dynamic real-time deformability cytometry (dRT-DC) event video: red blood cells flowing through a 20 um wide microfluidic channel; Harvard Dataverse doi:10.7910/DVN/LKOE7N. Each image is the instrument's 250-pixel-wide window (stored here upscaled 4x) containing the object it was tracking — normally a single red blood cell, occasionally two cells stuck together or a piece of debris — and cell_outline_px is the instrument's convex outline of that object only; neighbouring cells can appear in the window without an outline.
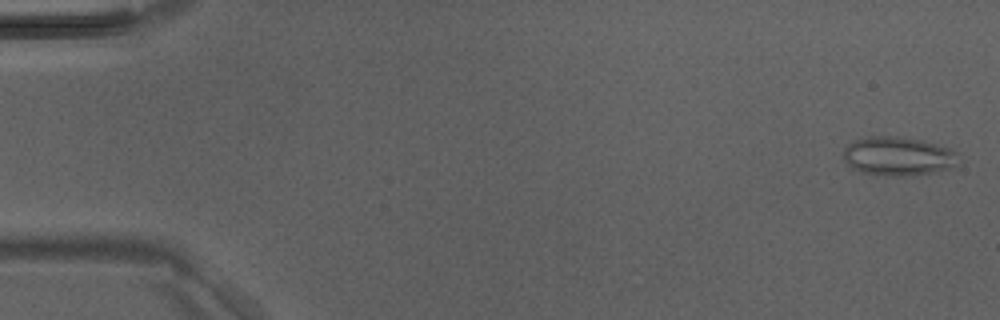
{"species": "Egyptian fruit bat (a non-hibernating species)", "species_latin": "Rousettus aegyptiacus", "temperature_condition": "room temperature", "stored_images_in_passage": 47, "camera_frame_rate_fps": 3000, "um_per_image_px": 0.085, "animal": {"sex": "male"}, "frame": {"image": 1, "passage_image": 2, "time_ms": 0.333, "image_size_px": [1000, 320], "cell_outline_px": [[952, 164], [948, 168], [932, 172], [900, 176], [892, 176], [860, 172], [852, 168], [844, 160], [844, 148], [852, 140], [872, 136], [896, 136], [920, 140], [952, 148]], "centroid_in_image_um": [76.2, 13.26], "position_along_channel_um": 8.8, "area_um2": 25.32}}
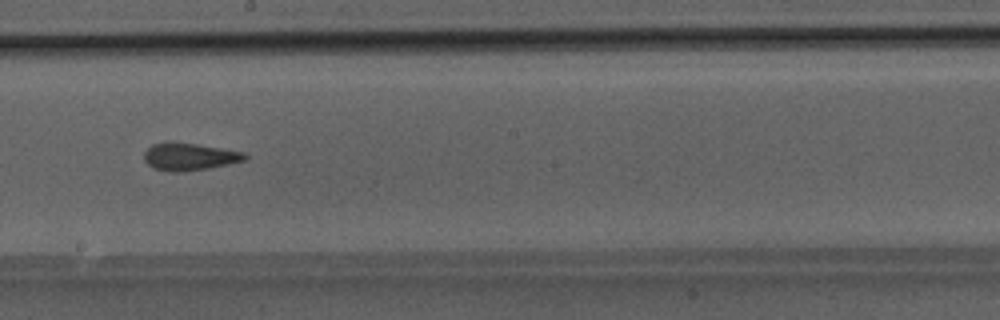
{"frame": {"image": 2, "passage_image": 27, "time_ms": 8.667, "image_size_px": [1000, 320], "cell_outline_px": [[248, 160], [208, 168], [184, 172], [168, 172], [152, 168], [144, 160], [144, 152], [152, 144], [196, 144], [244, 152], [248, 156]], "centroid_in_image_um": [16.13, 13.36], "position_along_channel_um": 232.1, "area_um2": 15.78}}
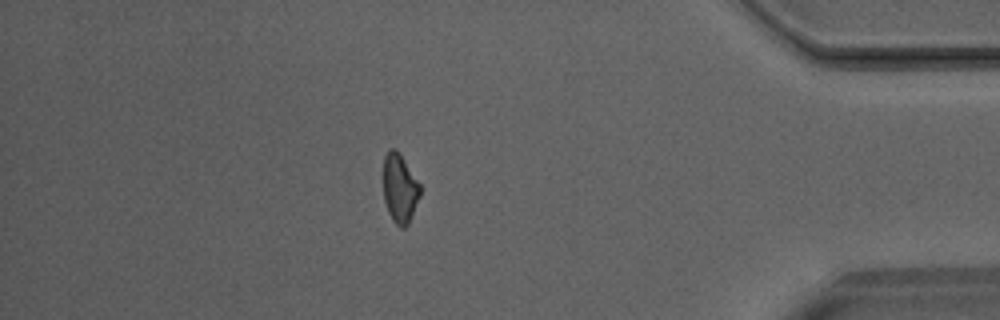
{"frame": {"image": 3, "passage_image": 41, "time_ms": 13.333, "image_size_px": [1000, 320], "cell_outline_px": [[420, 196], [408, 224], [404, 228], [400, 228], [392, 220], [388, 212], [384, 200], [384, 156], [388, 148], [396, 148], [400, 152], [420, 184]], "centroid_in_image_um": [33.98, 15.98], "position_along_channel_um": 401.2, "area_um2": 14.91}}